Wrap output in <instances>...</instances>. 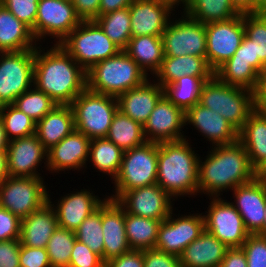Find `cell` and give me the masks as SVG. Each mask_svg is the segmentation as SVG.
<instances>
[{
  "label": "cell",
  "instance_id": "cell-29",
  "mask_svg": "<svg viewBox=\"0 0 266 267\" xmlns=\"http://www.w3.org/2000/svg\"><path fill=\"white\" fill-rule=\"evenodd\" d=\"M228 247L204 230L179 256L181 267H219Z\"/></svg>",
  "mask_w": 266,
  "mask_h": 267
},
{
  "label": "cell",
  "instance_id": "cell-13",
  "mask_svg": "<svg viewBox=\"0 0 266 267\" xmlns=\"http://www.w3.org/2000/svg\"><path fill=\"white\" fill-rule=\"evenodd\" d=\"M81 23L70 0H39L35 21V39L56 38L60 44Z\"/></svg>",
  "mask_w": 266,
  "mask_h": 267
},
{
  "label": "cell",
  "instance_id": "cell-46",
  "mask_svg": "<svg viewBox=\"0 0 266 267\" xmlns=\"http://www.w3.org/2000/svg\"><path fill=\"white\" fill-rule=\"evenodd\" d=\"M242 249L247 267H266V235L249 234Z\"/></svg>",
  "mask_w": 266,
  "mask_h": 267
},
{
  "label": "cell",
  "instance_id": "cell-20",
  "mask_svg": "<svg viewBox=\"0 0 266 267\" xmlns=\"http://www.w3.org/2000/svg\"><path fill=\"white\" fill-rule=\"evenodd\" d=\"M42 160L47 169V150L36 134L9 140L7 167L10 177H42L37 171Z\"/></svg>",
  "mask_w": 266,
  "mask_h": 267
},
{
  "label": "cell",
  "instance_id": "cell-8",
  "mask_svg": "<svg viewBox=\"0 0 266 267\" xmlns=\"http://www.w3.org/2000/svg\"><path fill=\"white\" fill-rule=\"evenodd\" d=\"M158 143L145 142L123 153L118 174L112 180L115 192L111 200L122 193L157 183Z\"/></svg>",
  "mask_w": 266,
  "mask_h": 267
},
{
  "label": "cell",
  "instance_id": "cell-17",
  "mask_svg": "<svg viewBox=\"0 0 266 267\" xmlns=\"http://www.w3.org/2000/svg\"><path fill=\"white\" fill-rule=\"evenodd\" d=\"M115 201L126 213L155 220H165L174 205L173 198L157 183L124 192Z\"/></svg>",
  "mask_w": 266,
  "mask_h": 267
},
{
  "label": "cell",
  "instance_id": "cell-5",
  "mask_svg": "<svg viewBox=\"0 0 266 267\" xmlns=\"http://www.w3.org/2000/svg\"><path fill=\"white\" fill-rule=\"evenodd\" d=\"M199 103L219 113L238 131L256 109L254 91L223 83L215 75L204 83Z\"/></svg>",
  "mask_w": 266,
  "mask_h": 267
},
{
  "label": "cell",
  "instance_id": "cell-32",
  "mask_svg": "<svg viewBox=\"0 0 266 267\" xmlns=\"http://www.w3.org/2000/svg\"><path fill=\"white\" fill-rule=\"evenodd\" d=\"M32 30L0 3V52L35 49Z\"/></svg>",
  "mask_w": 266,
  "mask_h": 267
},
{
  "label": "cell",
  "instance_id": "cell-2",
  "mask_svg": "<svg viewBox=\"0 0 266 267\" xmlns=\"http://www.w3.org/2000/svg\"><path fill=\"white\" fill-rule=\"evenodd\" d=\"M200 159L198 193L207 194L208 197H221V192H227L228 189L232 191L259 175L251 166L246 149L239 141L213 146L206 159Z\"/></svg>",
  "mask_w": 266,
  "mask_h": 267
},
{
  "label": "cell",
  "instance_id": "cell-62",
  "mask_svg": "<svg viewBox=\"0 0 266 267\" xmlns=\"http://www.w3.org/2000/svg\"><path fill=\"white\" fill-rule=\"evenodd\" d=\"M256 108L261 109L266 114V98H256Z\"/></svg>",
  "mask_w": 266,
  "mask_h": 267
},
{
  "label": "cell",
  "instance_id": "cell-26",
  "mask_svg": "<svg viewBox=\"0 0 266 267\" xmlns=\"http://www.w3.org/2000/svg\"><path fill=\"white\" fill-rule=\"evenodd\" d=\"M150 79L148 78L142 85L126 91L117 98L119 111L142 126L164 95L163 87L155 80L152 83Z\"/></svg>",
  "mask_w": 266,
  "mask_h": 267
},
{
  "label": "cell",
  "instance_id": "cell-30",
  "mask_svg": "<svg viewBox=\"0 0 266 267\" xmlns=\"http://www.w3.org/2000/svg\"><path fill=\"white\" fill-rule=\"evenodd\" d=\"M75 130L70 105H57L36 123V135L46 150L58 144Z\"/></svg>",
  "mask_w": 266,
  "mask_h": 267
},
{
  "label": "cell",
  "instance_id": "cell-59",
  "mask_svg": "<svg viewBox=\"0 0 266 267\" xmlns=\"http://www.w3.org/2000/svg\"><path fill=\"white\" fill-rule=\"evenodd\" d=\"M9 139L7 138L2 118L0 117V150H7Z\"/></svg>",
  "mask_w": 266,
  "mask_h": 267
},
{
  "label": "cell",
  "instance_id": "cell-31",
  "mask_svg": "<svg viewBox=\"0 0 266 267\" xmlns=\"http://www.w3.org/2000/svg\"><path fill=\"white\" fill-rule=\"evenodd\" d=\"M214 76L205 57L185 55L179 57L164 56L161 67L154 74L156 82L162 87L172 84L182 76Z\"/></svg>",
  "mask_w": 266,
  "mask_h": 267
},
{
  "label": "cell",
  "instance_id": "cell-47",
  "mask_svg": "<svg viewBox=\"0 0 266 267\" xmlns=\"http://www.w3.org/2000/svg\"><path fill=\"white\" fill-rule=\"evenodd\" d=\"M105 263L86 244L76 239L68 267H102Z\"/></svg>",
  "mask_w": 266,
  "mask_h": 267
},
{
  "label": "cell",
  "instance_id": "cell-61",
  "mask_svg": "<svg viewBox=\"0 0 266 267\" xmlns=\"http://www.w3.org/2000/svg\"><path fill=\"white\" fill-rule=\"evenodd\" d=\"M254 13H266V0H254Z\"/></svg>",
  "mask_w": 266,
  "mask_h": 267
},
{
  "label": "cell",
  "instance_id": "cell-35",
  "mask_svg": "<svg viewBox=\"0 0 266 267\" xmlns=\"http://www.w3.org/2000/svg\"><path fill=\"white\" fill-rule=\"evenodd\" d=\"M213 76L185 75L172 84L163 87L164 96L184 112L199 103L204 83Z\"/></svg>",
  "mask_w": 266,
  "mask_h": 267
},
{
  "label": "cell",
  "instance_id": "cell-11",
  "mask_svg": "<svg viewBox=\"0 0 266 267\" xmlns=\"http://www.w3.org/2000/svg\"><path fill=\"white\" fill-rule=\"evenodd\" d=\"M174 21L169 20L161 36L164 55L167 57L192 55L206 58V24L193 20L184 13Z\"/></svg>",
  "mask_w": 266,
  "mask_h": 267
},
{
  "label": "cell",
  "instance_id": "cell-23",
  "mask_svg": "<svg viewBox=\"0 0 266 267\" xmlns=\"http://www.w3.org/2000/svg\"><path fill=\"white\" fill-rule=\"evenodd\" d=\"M50 197L49 195V202L56 211L58 226L72 231H75L82 221L108 198L105 195V198L101 200L98 195L93 194L92 190L84 189V187L80 191L61 196L56 206Z\"/></svg>",
  "mask_w": 266,
  "mask_h": 267
},
{
  "label": "cell",
  "instance_id": "cell-50",
  "mask_svg": "<svg viewBox=\"0 0 266 267\" xmlns=\"http://www.w3.org/2000/svg\"><path fill=\"white\" fill-rule=\"evenodd\" d=\"M144 267H181L179 256L156 248L143 250Z\"/></svg>",
  "mask_w": 266,
  "mask_h": 267
},
{
  "label": "cell",
  "instance_id": "cell-16",
  "mask_svg": "<svg viewBox=\"0 0 266 267\" xmlns=\"http://www.w3.org/2000/svg\"><path fill=\"white\" fill-rule=\"evenodd\" d=\"M173 210L162 221L158 230L156 249L180 256L183 250L205 230L202 213L181 215L174 218Z\"/></svg>",
  "mask_w": 266,
  "mask_h": 267
},
{
  "label": "cell",
  "instance_id": "cell-12",
  "mask_svg": "<svg viewBox=\"0 0 266 267\" xmlns=\"http://www.w3.org/2000/svg\"><path fill=\"white\" fill-rule=\"evenodd\" d=\"M244 36L242 13L226 21L206 24V61L214 72L234 55Z\"/></svg>",
  "mask_w": 266,
  "mask_h": 267
},
{
  "label": "cell",
  "instance_id": "cell-39",
  "mask_svg": "<svg viewBox=\"0 0 266 267\" xmlns=\"http://www.w3.org/2000/svg\"><path fill=\"white\" fill-rule=\"evenodd\" d=\"M129 7L98 16L94 21L121 50L128 46L131 35Z\"/></svg>",
  "mask_w": 266,
  "mask_h": 267
},
{
  "label": "cell",
  "instance_id": "cell-52",
  "mask_svg": "<svg viewBox=\"0 0 266 267\" xmlns=\"http://www.w3.org/2000/svg\"><path fill=\"white\" fill-rule=\"evenodd\" d=\"M81 21H92L99 16L100 0H70Z\"/></svg>",
  "mask_w": 266,
  "mask_h": 267
},
{
  "label": "cell",
  "instance_id": "cell-4",
  "mask_svg": "<svg viewBox=\"0 0 266 267\" xmlns=\"http://www.w3.org/2000/svg\"><path fill=\"white\" fill-rule=\"evenodd\" d=\"M87 88L93 92L118 98L126 91L142 85L149 77L124 51L101 60L86 72Z\"/></svg>",
  "mask_w": 266,
  "mask_h": 267
},
{
  "label": "cell",
  "instance_id": "cell-9",
  "mask_svg": "<svg viewBox=\"0 0 266 267\" xmlns=\"http://www.w3.org/2000/svg\"><path fill=\"white\" fill-rule=\"evenodd\" d=\"M49 202L42 177H8L0 184V207L23 219Z\"/></svg>",
  "mask_w": 266,
  "mask_h": 267
},
{
  "label": "cell",
  "instance_id": "cell-6",
  "mask_svg": "<svg viewBox=\"0 0 266 267\" xmlns=\"http://www.w3.org/2000/svg\"><path fill=\"white\" fill-rule=\"evenodd\" d=\"M75 130L90 140L106 138L112 120L119 110L116 97L96 93L86 88L70 104Z\"/></svg>",
  "mask_w": 266,
  "mask_h": 267
},
{
  "label": "cell",
  "instance_id": "cell-38",
  "mask_svg": "<svg viewBox=\"0 0 266 267\" xmlns=\"http://www.w3.org/2000/svg\"><path fill=\"white\" fill-rule=\"evenodd\" d=\"M106 138L124 152L147 142L143 126L119 110L112 120Z\"/></svg>",
  "mask_w": 266,
  "mask_h": 267
},
{
  "label": "cell",
  "instance_id": "cell-49",
  "mask_svg": "<svg viewBox=\"0 0 266 267\" xmlns=\"http://www.w3.org/2000/svg\"><path fill=\"white\" fill-rule=\"evenodd\" d=\"M20 267H51L46 248L20 246Z\"/></svg>",
  "mask_w": 266,
  "mask_h": 267
},
{
  "label": "cell",
  "instance_id": "cell-51",
  "mask_svg": "<svg viewBox=\"0 0 266 267\" xmlns=\"http://www.w3.org/2000/svg\"><path fill=\"white\" fill-rule=\"evenodd\" d=\"M20 240L0 241V267H20Z\"/></svg>",
  "mask_w": 266,
  "mask_h": 267
},
{
  "label": "cell",
  "instance_id": "cell-44",
  "mask_svg": "<svg viewBox=\"0 0 266 267\" xmlns=\"http://www.w3.org/2000/svg\"><path fill=\"white\" fill-rule=\"evenodd\" d=\"M244 29L253 41L254 60L266 66V13H244Z\"/></svg>",
  "mask_w": 266,
  "mask_h": 267
},
{
  "label": "cell",
  "instance_id": "cell-42",
  "mask_svg": "<svg viewBox=\"0 0 266 267\" xmlns=\"http://www.w3.org/2000/svg\"><path fill=\"white\" fill-rule=\"evenodd\" d=\"M33 87L17 97L13 105L37 123L58 104L43 91Z\"/></svg>",
  "mask_w": 266,
  "mask_h": 267
},
{
  "label": "cell",
  "instance_id": "cell-41",
  "mask_svg": "<svg viewBox=\"0 0 266 267\" xmlns=\"http://www.w3.org/2000/svg\"><path fill=\"white\" fill-rule=\"evenodd\" d=\"M0 117L9 140L36 134V122L13 104L0 106Z\"/></svg>",
  "mask_w": 266,
  "mask_h": 267
},
{
  "label": "cell",
  "instance_id": "cell-53",
  "mask_svg": "<svg viewBox=\"0 0 266 267\" xmlns=\"http://www.w3.org/2000/svg\"><path fill=\"white\" fill-rule=\"evenodd\" d=\"M105 264L107 267H144L143 250L131 249Z\"/></svg>",
  "mask_w": 266,
  "mask_h": 267
},
{
  "label": "cell",
  "instance_id": "cell-14",
  "mask_svg": "<svg viewBox=\"0 0 266 267\" xmlns=\"http://www.w3.org/2000/svg\"><path fill=\"white\" fill-rule=\"evenodd\" d=\"M209 200L208 212L203 215L205 230L228 248L242 247L250 233L245 229L237 209L230 201L220 197H210Z\"/></svg>",
  "mask_w": 266,
  "mask_h": 267
},
{
  "label": "cell",
  "instance_id": "cell-22",
  "mask_svg": "<svg viewBox=\"0 0 266 267\" xmlns=\"http://www.w3.org/2000/svg\"><path fill=\"white\" fill-rule=\"evenodd\" d=\"M90 139L74 130L58 144L47 150V170L50 173L86 168L89 158Z\"/></svg>",
  "mask_w": 266,
  "mask_h": 267
},
{
  "label": "cell",
  "instance_id": "cell-36",
  "mask_svg": "<svg viewBox=\"0 0 266 267\" xmlns=\"http://www.w3.org/2000/svg\"><path fill=\"white\" fill-rule=\"evenodd\" d=\"M182 13L202 24L226 21L240 13L230 0H188Z\"/></svg>",
  "mask_w": 266,
  "mask_h": 267
},
{
  "label": "cell",
  "instance_id": "cell-33",
  "mask_svg": "<svg viewBox=\"0 0 266 267\" xmlns=\"http://www.w3.org/2000/svg\"><path fill=\"white\" fill-rule=\"evenodd\" d=\"M138 66L150 76L161 67L164 58V48L161 36H136L131 37L124 50Z\"/></svg>",
  "mask_w": 266,
  "mask_h": 267
},
{
  "label": "cell",
  "instance_id": "cell-40",
  "mask_svg": "<svg viewBox=\"0 0 266 267\" xmlns=\"http://www.w3.org/2000/svg\"><path fill=\"white\" fill-rule=\"evenodd\" d=\"M75 241L74 231L59 226L55 229L46 246L51 267L69 266Z\"/></svg>",
  "mask_w": 266,
  "mask_h": 267
},
{
  "label": "cell",
  "instance_id": "cell-45",
  "mask_svg": "<svg viewBox=\"0 0 266 267\" xmlns=\"http://www.w3.org/2000/svg\"><path fill=\"white\" fill-rule=\"evenodd\" d=\"M39 0H0L18 20L27 25L35 38V21Z\"/></svg>",
  "mask_w": 266,
  "mask_h": 267
},
{
  "label": "cell",
  "instance_id": "cell-56",
  "mask_svg": "<svg viewBox=\"0 0 266 267\" xmlns=\"http://www.w3.org/2000/svg\"><path fill=\"white\" fill-rule=\"evenodd\" d=\"M239 13H254V0H230Z\"/></svg>",
  "mask_w": 266,
  "mask_h": 267
},
{
  "label": "cell",
  "instance_id": "cell-57",
  "mask_svg": "<svg viewBox=\"0 0 266 267\" xmlns=\"http://www.w3.org/2000/svg\"><path fill=\"white\" fill-rule=\"evenodd\" d=\"M9 177L7 167V150H0V184Z\"/></svg>",
  "mask_w": 266,
  "mask_h": 267
},
{
  "label": "cell",
  "instance_id": "cell-54",
  "mask_svg": "<svg viewBox=\"0 0 266 267\" xmlns=\"http://www.w3.org/2000/svg\"><path fill=\"white\" fill-rule=\"evenodd\" d=\"M219 267H247V260L242 247L228 248Z\"/></svg>",
  "mask_w": 266,
  "mask_h": 267
},
{
  "label": "cell",
  "instance_id": "cell-55",
  "mask_svg": "<svg viewBox=\"0 0 266 267\" xmlns=\"http://www.w3.org/2000/svg\"><path fill=\"white\" fill-rule=\"evenodd\" d=\"M133 1L134 0H100L99 16L127 8Z\"/></svg>",
  "mask_w": 266,
  "mask_h": 267
},
{
  "label": "cell",
  "instance_id": "cell-60",
  "mask_svg": "<svg viewBox=\"0 0 266 267\" xmlns=\"http://www.w3.org/2000/svg\"><path fill=\"white\" fill-rule=\"evenodd\" d=\"M152 1H156V2H160V3L166 4L169 7H171L173 10L176 9L175 7H178L179 4H183L182 7L184 9V7L186 6V4L188 2V0H152Z\"/></svg>",
  "mask_w": 266,
  "mask_h": 267
},
{
  "label": "cell",
  "instance_id": "cell-25",
  "mask_svg": "<svg viewBox=\"0 0 266 267\" xmlns=\"http://www.w3.org/2000/svg\"><path fill=\"white\" fill-rule=\"evenodd\" d=\"M102 232L104 263L131 250L126 237L125 210L109 198L102 204Z\"/></svg>",
  "mask_w": 266,
  "mask_h": 267
},
{
  "label": "cell",
  "instance_id": "cell-1",
  "mask_svg": "<svg viewBox=\"0 0 266 267\" xmlns=\"http://www.w3.org/2000/svg\"><path fill=\"white\" fill-rule=\"evenodd\" d=\"M41 49L35 48L33 86L58 105H70L87 88L86 71L60 44Z\"/></svg>",
  "mask_w": 266,
  "mask_h": 267
},
{
  "label": "cell",
  "instance_id": "cell-3",
  "mask_svg": "<svg viewBox=\"0 0 266 267\" xmlns=\"http://www.w3.org/2000/svg\"><path fill=\"white\" fill-rule=\"evenodd\" d=\"M191 146L187 138L158 143L157 184L173 200L198 193L200 156Z\"/></svg>",
  "mask_w": 266,
  "mask_h": 267
},
{
  "label": "cell",
  "instance_id": "cell-58",
  "mask_svg": "<svg viewBox=\"0 0 266 267\" xmlns=\"http://www.w3.org/2000/svg\"><path fill=\"white\" fill-rule=\"evenodd\" d=\"M256 98H266V67L260 76L259 88L255 93Z\"/></svg>",
  "mask_w": 266,
  "mask_h": 267
},
{
  "label": "cell",
  "instance_id": "cell-34",
  "mask_svg": "<svg viewBox=\"0 0 266 267\" xmlns=\"http://www.w3.org/2000/svg\"><path fill=\"white\" fill-rule=\"evenodd\" d=\"M162 221L125 212V230L130 248L134 250L155 248Z\"/></svg>",
  "mask_w": 266,
  "mask_h": 267
},
{
  "label": "cell",
  "instance_id": "cell-27",
  "mask_svg": "<svg viewBox=\"0 0 266 267\" xmlns=\"http://www.w3.org/2000/svg\"><path fill=\"white\" fill-rule=\"evenodd\" d=\"M238 141L244 146L251 166L266 176V114L256 108L238 131Z\"/></svg>",
  "mask_w": 266,
  "mask_h": 267
},
{
  "label": "cell",
  "instance_id": "cell-37",
  "mask_svg": "<svg viewBox=\"0 0 266 267\" xmlns=\"http://www.w3.org/2000/svg\"><path fill=\"white\" fill-rule=\"evenodd\" d=\"M124 151L107 138L90 141L89 160L99 172L110 175L111 179L119 172Z\"/></svg>",
  "mask_w": 266,
  "mask_h": 267
},
{
  "label": "cell",
  "instance_id": "cell-63",
  "mask_svg": "<svg viewBox=\"0 0 266 267\" xmlns=\"http://www.w3.org/2000/svg\"><path fill=\"white\" fill-rule=\"evenodd\" d=\"M257 234L266 235V207H265V220L263 223V228Z\"/></svg>",
  "mask_w": 266,
  "mask_h": 267
},
{
  "label": "cell",
  "instance_id": "cell-48",
  "mask_svg": "<svg viewBox=\"0 0 266 267\" xmlns=\"http://www.w3.org/2000/svg\"><path fill=\"white\" fill-rule=\"evenodd\" d=\"M21 219L0 207V241L17 240L20 238Z\"/></svg>",
  "mask_w": 266,
  "mask_h": 267
},
{
  "label": "cell",
  "instance_id": "cell-7",
  "mask_svg": "<svg viewBox=\"0 0 266 267\" xmlns=\"http://www.w3.org/2000/svg\"><path fill=\"white\" fill-rule=\"evenodd\" d=\"M60 45L86 72L121 51L94 20L81 21Z\"/></svg>",
  "mask_w": 266,
  "mask_h": 267
},
{
  "label": "cell",
  "instance_id": "cell-43",
  "mask_svg": "<svg viewBox=\"0 0 266 267\" xmlns=\"http://www.w3.org/2000/svg\"><path fill=\"white\" fill-rule=\"evenodd\" d=\"M74 232L76 239L86 244L103 261L102 205L85 218Z\"/></svg>",
  "mask_w": 266,
  "mask_h": 267
},
{
  "label": "cell",
  "instance_id": "cell-18",
  "mask_svg": "<svg viewBox=\"0 0 266 267\" xmlns=\"http://www.w3.org/2000/svg\"><path fill=\"white\" fill-rule=\"evenodd\" d=\"M184 118L185 112L163 95L143 126L146 141L160 143L186 139Z\"/></svg>",
  "mask_w": 266,
  "mask_h": 267
},
{
  "label": "cell",
  "instance_id": "cell-15",
  "mask_svg": "<svg viewBox=\"0 0 266 267\" xmlns=\"http://www.w3.org/2000/svg\"><path fill=\"white\" fill-rule=\"evenodd\" d=\"M265 67L260 60H254L253 41L245 35L234 55L222 64L214 75L223 83L256 93Z\"/></svg>",
  "mask_w": 266,
  "mask_h": 267
},
{
  "label": "cell",
  "instance_id": "cell-24",
  "mask_svg": "<svg viewBox=\"0 0 266 267\" xmlns=\"http://www.w3.org/2000/svg\"><path fill=\"white\" fill-rule=\"evenodd\" d=\"M173 9L166 4L152 0H134L129 6L131 35L162 36Z\"/></svg>",
  "mask_w": 266,
  "mask_h": 267
},
{
  "label": "cell",
  "instance_id": "cell-21",
  "mask_svg": "<svg viewBox=\"0 0 266 267\" xmlns=\"http://www.w3.org/2000/svg\"><path fill=\"white\" fill-rule=\"evenodd\" d=\"M185 126H194L213 146L232 144L238 141V130L219 113L200 103L185 111Z\"/></svg>",
  "mask_w": 266,
  "mask_h": 267
},
{
  "label": "cell",
  "instance_id": "cell-28",
  "mask_svg": "<svg viewBox=\"0 0 266 267\" xmlns=\"http://www.w3.org/2000/svg\"><path fill=\"white\" fill-rule=\"evenodd\" d=\"M57 227L56 211L48 202L39 210L21 219L20 244L31 248H46Z\"/></svg>",
  "mask_w": 266,
  "mask_h": 267
},
{
  "label": "cell",
  "instance_id": "cell-19",
  "mask_svg": "<svg viewBox=\"0 0 266 267\" xmlns=\"http://www.w3.org/2000/svg\"><path fill=\"white\" fill-rule=\"evenodd\" d=\"M231 202L242 217L245 229L257 234L265 220L266 176L258 175L254 180L233 189Z\"/></svg>",
  "mask_w": 266,
  "mask_h": 267
},
{
  "label": "cell",
  "instance_id": "cell-10",
  "mask_svg": "<svg viewBox=\"0 0 266 267\" xmlns=\"http://www.w3.org/2000/svg\"><path fill=\"white\" fill-rule=\"evenodd\" d=\"M35 49L0 52V106L15 99L33 86Z\"/></svg>",
  "mask_w": 266,
  "mask_h": 267
}]
</instances>
